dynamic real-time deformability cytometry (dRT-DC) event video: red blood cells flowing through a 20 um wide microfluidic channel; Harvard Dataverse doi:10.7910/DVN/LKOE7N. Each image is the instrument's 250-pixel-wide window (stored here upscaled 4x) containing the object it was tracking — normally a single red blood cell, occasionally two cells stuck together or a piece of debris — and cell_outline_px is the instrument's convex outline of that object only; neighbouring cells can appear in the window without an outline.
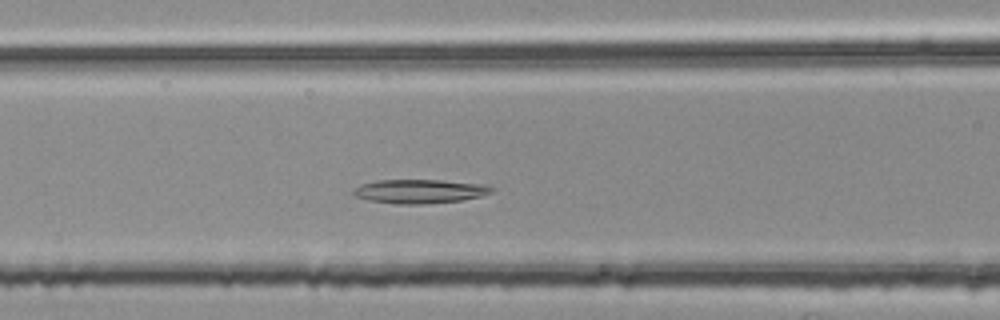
{"species": "common noctule bat (a hibernating species)", "species_latin": "Nyctalus noctula", "temperature_condition": "room temperature", "stored_images_in_passage": 44, "camera_frame_rate_fps": 3000, "um_per_image_px": 0.085, "animal": {"sex": "female", "body_mass_g": 25.1}, "frame": {"image": 1, "passage_image": 16, "time_ms": 5.0, "image_size_px": [1000, 320], "cell_outline_px": [[496, 188], [492, 192], [480, 196], [460, 200], [420, 204], [396, 204], [368, 200], [356, 196], [352, 192], [360, 184], [376, 180], [440, 180], [480, 184]], "centroid_in_image_um": [35.64, 16.26], "position_along_channel_um": 131.0, "area_um2": 19.07}}
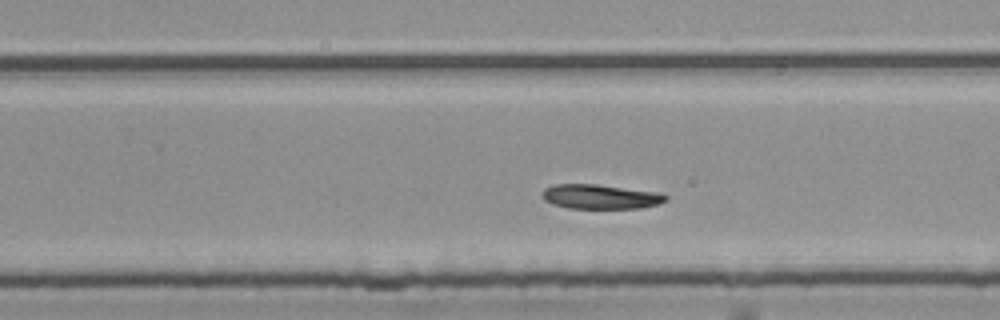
{"frame": {"image": 2, "passage_image": 28, "time_ms": 9.0, "image_size_px": [1000, 320], "cell_outline_px": [[668, 200], [656, 204], [640, 208], [568, 208], [552, 204], [544, 200], [540, 196], [544, 188], [556, 184], [596, 184], [660, 192], [668, 196]], "centroid_in_image_um": [51.02, 16.71], "position_along_channel_um": 278.8, "area_um2": 17.74}}
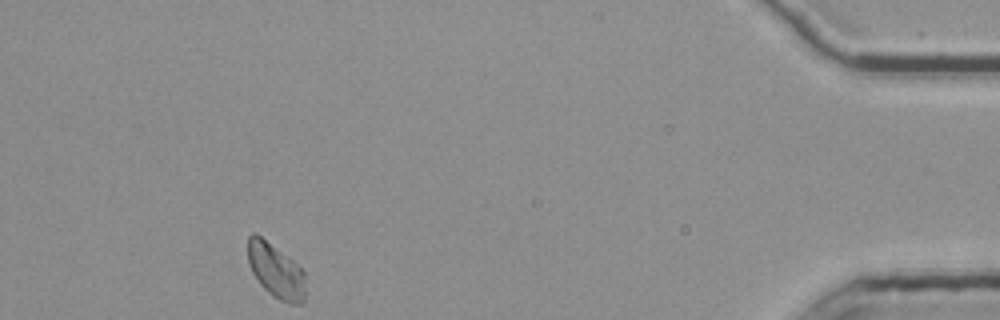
{"frame": {"image": 3, "passage_image": 44, "time_ms": 14.333, "image_size_px": [1000, 320], "cell_outline_px": [[304, 304], [288, 304], [272, 296], [260, 284], [252, 272], [248, 264], [248, 236], [252, 232], [256, 232], [292, 260], [304, 272]], "centroid_in_image_um": [23.42, 23.02], "position_along_channel_um": 411.8, "area_um2": 18.26}}